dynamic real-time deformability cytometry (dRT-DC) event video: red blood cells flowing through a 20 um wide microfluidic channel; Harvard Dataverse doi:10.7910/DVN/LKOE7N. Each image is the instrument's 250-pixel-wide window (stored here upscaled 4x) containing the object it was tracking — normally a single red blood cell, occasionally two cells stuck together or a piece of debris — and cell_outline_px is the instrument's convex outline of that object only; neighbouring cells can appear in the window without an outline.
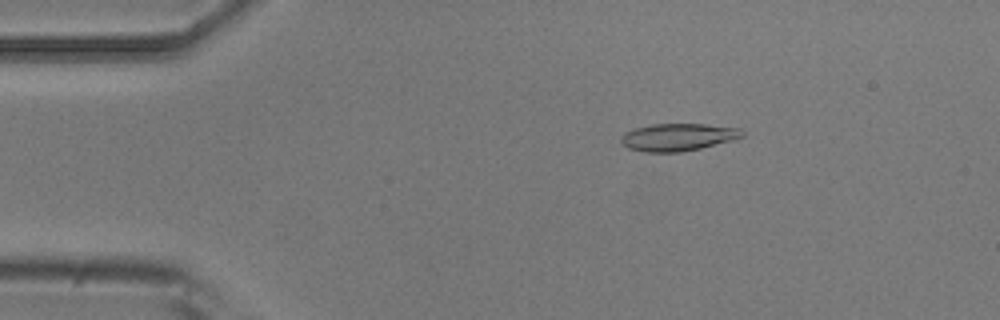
{"species": "common noctule bat (a hibernating species)", "species_latin": "Nyctalus noctula", "temperature_condition": "room temperature", "stored_images_in_passage": 22, "camera_frame_rate_fps": 3000, "um_per_image_px": 0.085, "animal": {"sex": "male", "body_mass_g": 20.5, "forearm_length_mm": 52.5}, "frame": {"image": 1, "passage_image": 8, "time_ms": 2.333, "image_size_px": [1000, 320], "cell_outline_px": [[744, 136], [736, 140], [700, 148], [680, 152], [644, 152], [628, 148], [620, 140], [620, 136], [624, 132], [636, 128], [652, 124], [704, 124], [740, 128], [744, 132]], "centroid_in_image_um": [57.65, 11.66], "position_along_channel_um": 27.3, "area_um2": 19.48}}
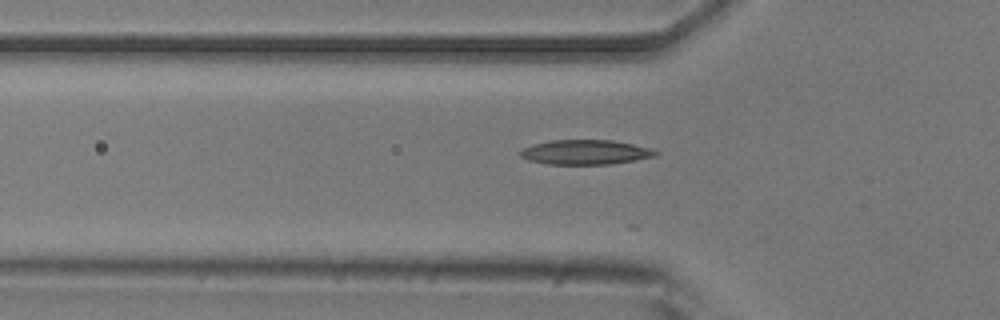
{"frame": {"image": 2, "passage_image": 16, "time_ms": 5.0, "image_size_px": [1000, 320], "cell_outline_px": [[660, 152], [656, 156], [608, 164], [548, 164], [528, 160], [520, 156], [520, 152], [524, 148], [532, 144], [548, 140], [612, 140], [632, 144], [648, 148]], "centroid_in_image_um": [49.72, 12.93], "position_along_channel_um": 76.1, "area_um2": 19.25}}
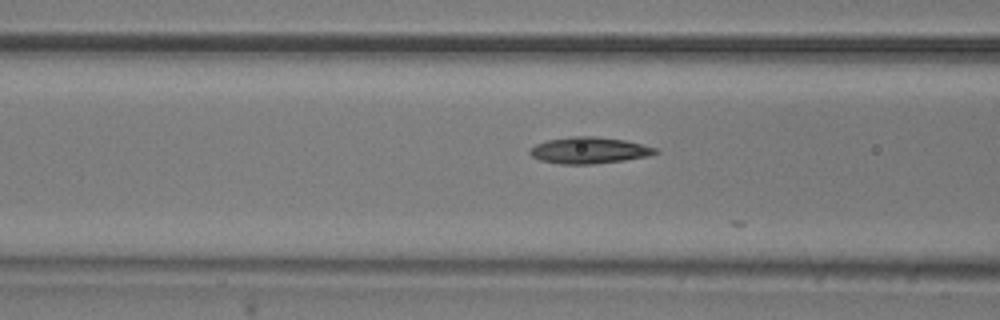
{"frame": {"image": 3, "passage_image": 19, "time_ms": 6.0, "image_size_px": [1000, 320], "cell_outline_px": [[660, 152], [648, 156], [624, 160], [592, 164], [560, 164], [540, 160], [532, 156], [528, 152], [536, 144], [548, 140], [572, 136], [596, 136], [624, 140], [656, 148]], "centroid_in_image_um": [50.07, 12.78], "position_along_channel_um": 116.5, "area_um2": 19.19}}